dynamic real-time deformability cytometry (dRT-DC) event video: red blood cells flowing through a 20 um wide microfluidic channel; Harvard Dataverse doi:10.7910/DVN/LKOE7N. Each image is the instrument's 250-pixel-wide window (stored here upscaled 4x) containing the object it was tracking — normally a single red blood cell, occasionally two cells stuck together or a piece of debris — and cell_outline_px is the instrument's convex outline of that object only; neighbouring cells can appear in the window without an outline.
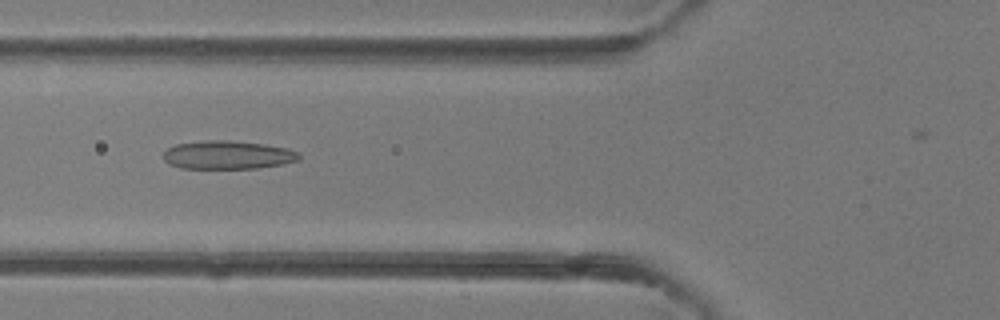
{"species": "common noctule bat (a hibernating species)", "species_latin": "Nyctalus noctula", "temperature_condition": "room temperature", "stored_images_in_passage": 4, "camera_frame_rate_fps": 3000, "um_per_image_px": 0.085, "animal": {"sex": "female"}, "frame": {"image": 1, "passage_image": 4, "time_ms": 3.333, "image_size_px": [1000, 320], "cell_outline_px": [[300, 156], [296, 160], [280, 164], [256, 168], [180, 168], [168, 164], [164, 160], [164, 152], [168, 148], [176, 144], [204, 140], [232, 140], [264, 144], [288, 148], [296, 152]], "centroid_in_image_um": [19.3, 13.16], "position_along_channel_um": 106.5, "area_um2": 22.31}}